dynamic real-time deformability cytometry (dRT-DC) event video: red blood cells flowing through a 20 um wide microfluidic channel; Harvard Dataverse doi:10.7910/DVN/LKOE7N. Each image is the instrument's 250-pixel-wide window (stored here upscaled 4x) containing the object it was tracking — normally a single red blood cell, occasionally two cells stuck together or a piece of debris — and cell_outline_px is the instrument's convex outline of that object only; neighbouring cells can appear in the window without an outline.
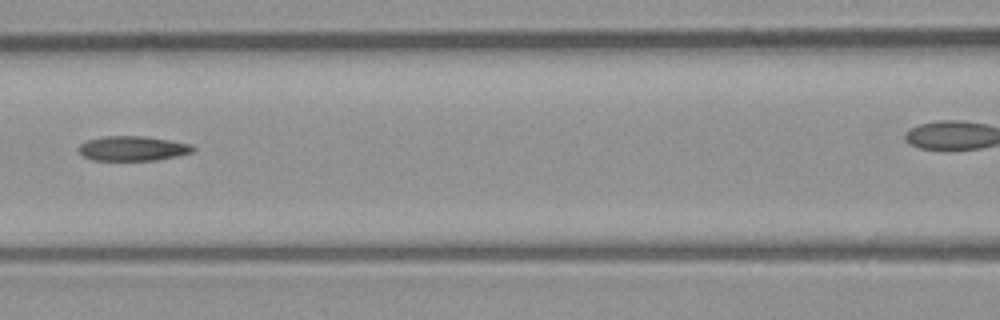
{"species": "common noctule bat (a hibernating species)", "species_latin": "Nyctalus noctula", "temperature_condition": "room temperature", "stored_images_in_passage": 10, "camera_frame_rate_fps": 3000, "um_per_image_px": 0.085, "animal": {"sex": "male", "body_mass_g": 23.1, "forearm_length_mm": 52.7}, "frame": {"image": 1, "passage_image": 7, "time_ms": 7.0, "image_size_px": [1000, 320], "cell_outline_px": [[196, 148], [192, 152], [176, 156], [156, 160], [92, 160], [84, 156], [76, 148], [80, 144], [88, 140], [104, 136], [144, 136], [192, 144]], "centroid_in_image_um": [11.27, 12.61], "position_along_channel_um": 155.3, "area_um2": 16.42}}
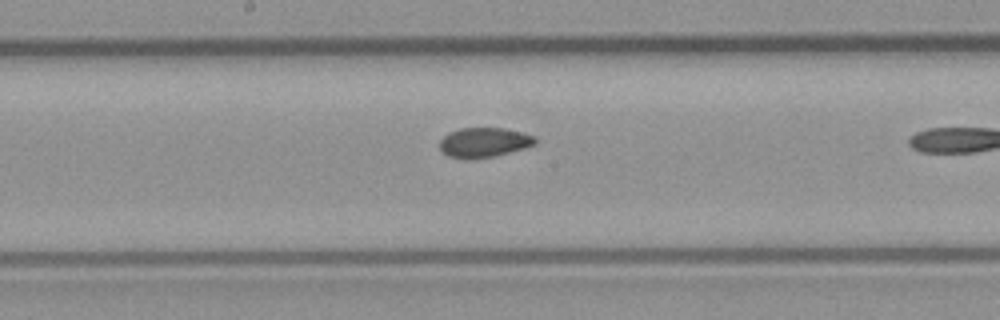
{"frame": {"image": 2, "passage_image": 9, "time_ms": 10.0, "image_size_px": [1000, 320], "cell_outline_px": [[536, 144], [524, 148], [492, 156], [448, 156], [440, 148], [440, 140], [448, 132], [460, 128], [504, 128], [524, 132], [536, 136]], "centroid_in_image_um": [41.2, 12.04], "position_along_channel_um": 207.0, "area_um2": 15.95}}